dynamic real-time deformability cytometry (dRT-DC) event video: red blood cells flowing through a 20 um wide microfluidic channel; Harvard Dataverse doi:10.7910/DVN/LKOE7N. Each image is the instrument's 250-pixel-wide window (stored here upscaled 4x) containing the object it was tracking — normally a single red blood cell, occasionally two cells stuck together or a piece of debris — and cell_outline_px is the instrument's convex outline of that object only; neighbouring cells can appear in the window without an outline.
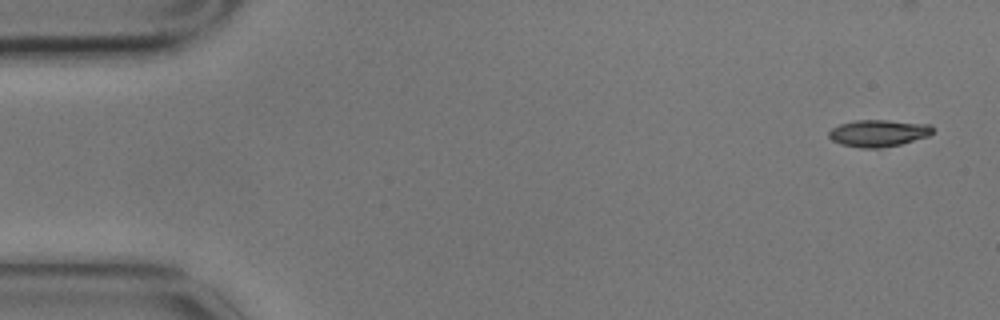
{"species": "common noctule bat (a hibernating species)", "species_latin": "Nyctalus noctula", "temperature_condition": "cold", "stored_images_in_passage": 5, "camera_frame_rate_fps": 3000, "um_per_image_px": 0.085, "animal": {"sex": "male", "body_mass_g": 17.9}, "frame": {"image": 1, "passage_image": 1, "time_ms": 0.0, "image_size_px": [1000, 320], "cell_outline_px": [[932, 132], [928, 136], [900, 144], [880, 148], [860, 148], [840, 144], [832, 140], [828, 136], [828, 132], [832, 128], [840, 124], [856, 120], [888, 120], [928, 124], [932, 128]], "centroid_in_image_um": [74.62, 11.32], "position_along_channel_um": 10.4, "area_um2": 16.18}}
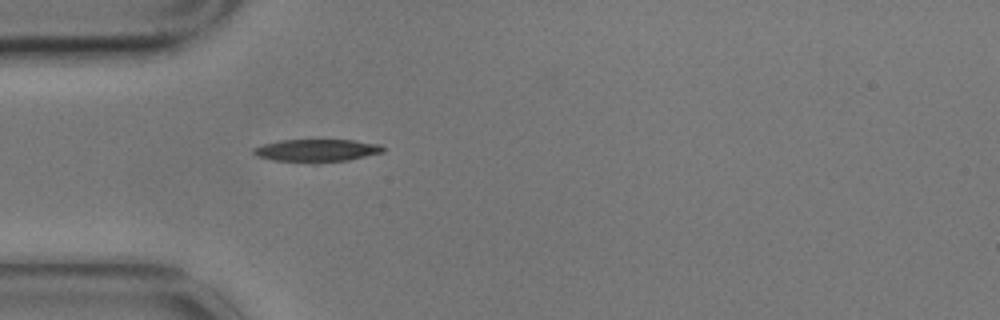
{"frame": {"image": 2, "passage_image": 5, "time_ms": 1.333, "image_size_px": [1000, 320], "cell_outline_px": [[384, 152], [348, 160], [316, 164], [312, 164], [272, 160], [256, 156], [252, 152], [252, 148], [264, 144], [280, 140], [352, 140], [380, 144], [384, 148]], "centroid_in_image_um": [26.89, 12.81], "position_along_channel_um": 58.1, "area_um2": 17.46}}